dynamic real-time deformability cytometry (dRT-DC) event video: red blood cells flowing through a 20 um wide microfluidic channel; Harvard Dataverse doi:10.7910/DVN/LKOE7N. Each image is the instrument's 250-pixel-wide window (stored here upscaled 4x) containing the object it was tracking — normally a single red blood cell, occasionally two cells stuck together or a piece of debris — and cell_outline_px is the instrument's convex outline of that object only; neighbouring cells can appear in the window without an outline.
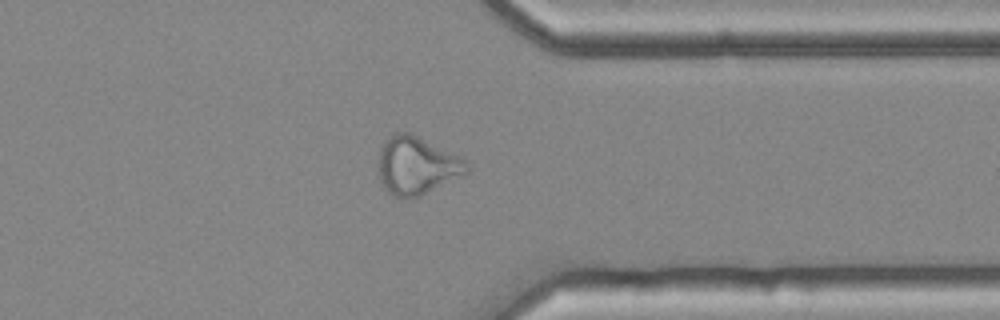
{"species": "common noctule bat (a hibernating species)", "species_latin": "Nyctalus noctula", "temperature_condition": "cold", "stored_images_in_passage": 42, "camera_frame_rate_fps": 3000, "um_per_image_px": 0.085, "animal": {"sex": "female", "body_mass_g": 25.1}, "frame": {"image": 1, "passage_image": 30, "time_ms": 9.667, "image_size_px": [1000, 320], "cell_outline_px": [[468, 172], [420, 196], [396, 196], [388, 192], [384, 188], [380, 180], [376, 160], [380, 148], [384, 140], [388, 136], [396, 132], [412, 132], [468, 160]], "centroid_in_image_um": [35.39, 14.02], "position_along_channel_um": 376.0, "area_um2": 30.06}, "authors_computed_cell_mechanics": {"area_um2": 29.0445, "velocity_mm_per_s": 3.6864, "shape_relaxation_time_tau1_ms": null, "shape_relaxation_time_tau2_ms": 2.4144, "deformation_change_tau1": null, "deformation_change_tau2": 0.1123}}